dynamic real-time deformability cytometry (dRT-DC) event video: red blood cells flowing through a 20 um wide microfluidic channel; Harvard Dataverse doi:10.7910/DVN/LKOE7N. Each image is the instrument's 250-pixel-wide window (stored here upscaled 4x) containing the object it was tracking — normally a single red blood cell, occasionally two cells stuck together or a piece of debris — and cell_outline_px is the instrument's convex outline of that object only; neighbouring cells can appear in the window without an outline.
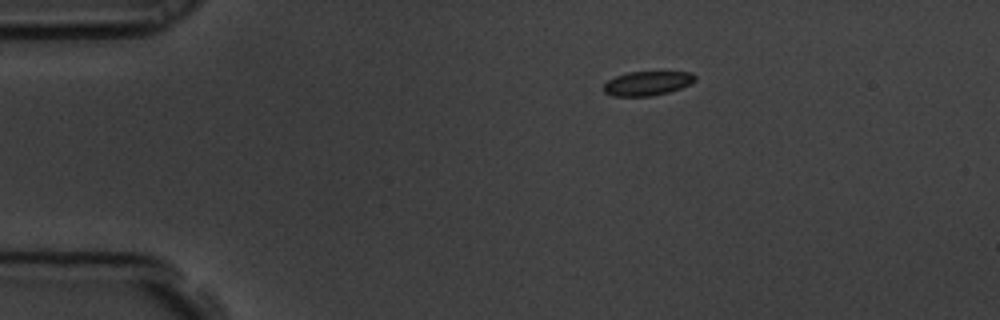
{"species": "common noctule bat (a hibernating species)", "species_latin": "Nyctalus noctula", "temperature_condition": "room temperature", "stored_images_in_passage": 3, "camera_frame_rate_fps": 3000, "um_per_image_px": 0.085, "animal": {"sex": "male", "body_mass_g": 19.5, "forearm_length_mm": 54.6}, "frame": {"image": 1, "passage_image": 1, "time_ms": 0.0, "image_size_px": [1000, 320], "cell_outline_px": [[696, 80], [680, 88], [668, 92], [652, 96], [612, 96], [604, 92], [604, 84], [608, 80], [616, 76], [628, 72], [692, 72], [696, 76]], "centroid_in_image_um": [55.01, 7.08], "position_along_channel_um": 30.0, "area_um2": 12.83}}